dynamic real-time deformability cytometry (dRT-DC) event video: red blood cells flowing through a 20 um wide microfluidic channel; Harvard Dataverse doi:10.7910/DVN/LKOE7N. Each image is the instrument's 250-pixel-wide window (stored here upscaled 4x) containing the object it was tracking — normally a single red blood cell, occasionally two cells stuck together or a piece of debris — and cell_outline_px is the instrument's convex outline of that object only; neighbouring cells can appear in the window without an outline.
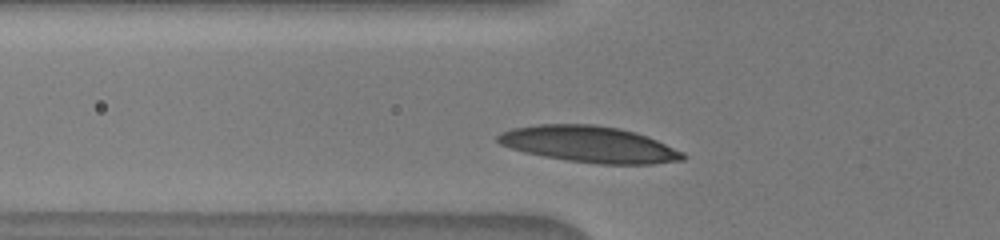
{"species": "human", "species_latin": "Homo sapiens", "temperature_condition": "warm", "stored_images_in_passage": 42, "camera_frame_rate_fps": 3000, "um_per_image_px": 0.085, "donor": {"sex": "male"}, "frame": {"image": 1, "passage_image": 6, "time_ms": 1.667, "image_size_px": [1000, 240], "cell_outline_px": [[688, 156], [684, 160], [652, 164], [600, 164], [568, 160], [544, 156], [524, 152], [500, 144], [496, 140], [496, 136], [500, 132], [512, 128], [540, 124], [592, 124], [620, 128], [636, 132], [648, 136], [684, 152]], "centroid_in_image_um": [50.12, 12.26], "position_along_channel_um": 75.7, "area_um2": 39.25}}
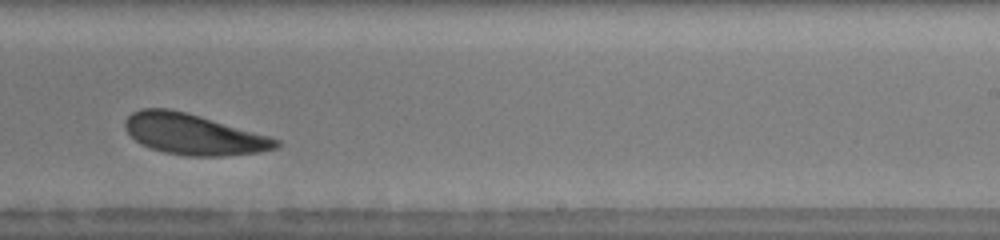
{"frame": {"image": 2, "passage_image": 28, "time_ms": 6.667, "image_size_px": [1000, 240], "cell_outline_px": [[280, 148], [260, 152], [224, 156], [184, 156], [164, 152], [140, 144], [124, 128], [124, 120], [132, 112], [140, 108], [168, 108], [200, 116], [268, 136], [280, 140]], "centroid_in_image_um": [16.43, 11.42], "position_along_channel_um": 272.6, "area_um2": 35.78}}
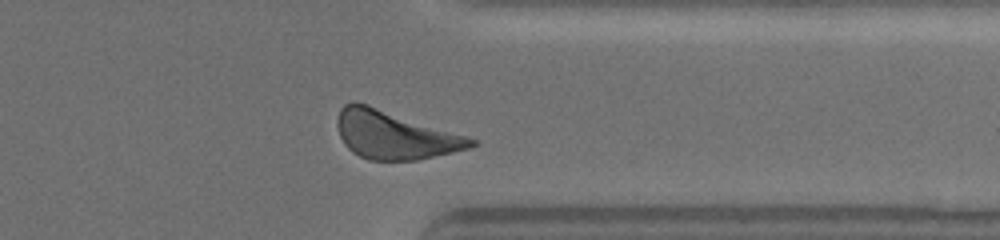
{"frame": {"image": 3, "passage_image": 38, "time_ms": 9.333, "image_size_px": [1000, 240], "cell_outline_px": [[480, 144], [472, 148], [416, 160], [368, 160], [352, 152], [344, 144], [340, 136], [336, 124], [336, 120], [340, 108], [344, 104], [352, 100], [368, 104], [476, 140]], "centroid_in_image_um": [33.49, 11.47], "position_along_channel_um": 377.9, "area_um2": 37.28}}